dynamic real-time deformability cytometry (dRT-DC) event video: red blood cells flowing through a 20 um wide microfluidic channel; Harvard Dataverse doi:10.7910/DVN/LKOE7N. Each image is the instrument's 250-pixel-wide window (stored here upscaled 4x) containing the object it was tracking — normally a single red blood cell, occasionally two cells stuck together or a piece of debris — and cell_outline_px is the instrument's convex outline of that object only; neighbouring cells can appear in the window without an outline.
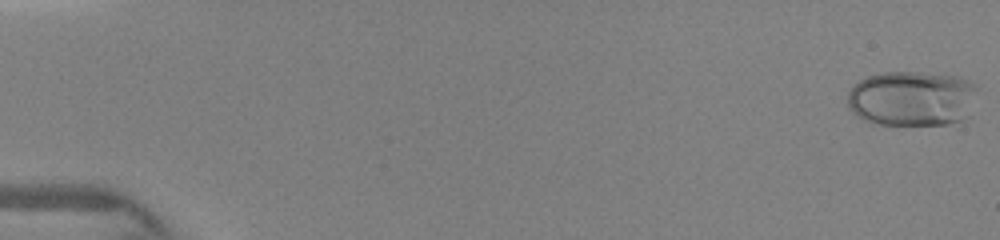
{"species": "human", "species_latin": "Homo sapiens", "temperature_condition": "warm", "stored_images_in_passage": 76, "camera_frame_rate_fps": 3000, "um_per_image_px": 0.085, "donor": {"sex": "female"}, "frame": {"image": 1, "passage_image": 1, "time_ms": 0.0, "image_size_px": [1000, 240], "cell_outline_px": [[976, 88], [968, 116], [960, 120], [944, 124], [880, 124], [864, 120], [852, 112], [848, 108], [848, 92], [852, 84], [868, 76], [880, 72], [916, 72], [956, 76], [968, 80]], "centroid_in_image_um": [77.45, 8.36], "position_along_channel_um": 7.5, "area_um2": 41.56}}
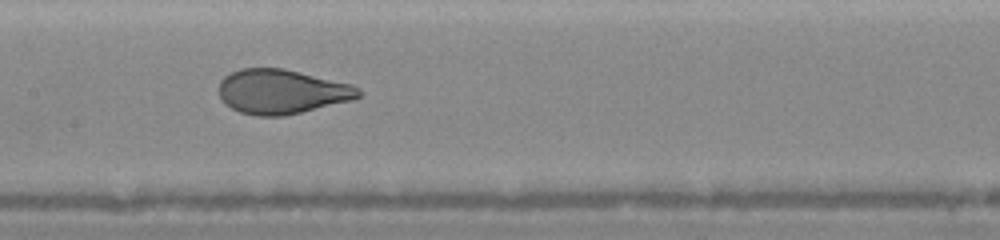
{"frame": {"image": 2, "passage_image": 35, "time_ms": 7.667, "image_size_px": [1000, 240], "cell_outline_px": [[360, 96], [352, 100], [284, 116], [256, 116], [240, 112], [224, 104], [220, 96], [220, 80], [224, 76], [240, 68], [284, 68], [352, 84], [360, 88]], "centroid_in_image_um": [23.94, 7.78], "position_along_channel_um": 183.5, "area_um2": 36.24}}
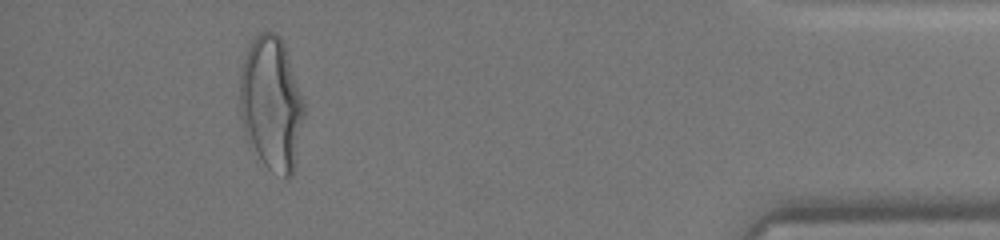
{"frame": {"image": 3, "passage_image": 65, "time_ms": 14.0, "image_size_px": [1000, 240], "cell_outline_px": [[304, 116], [292, 176], [288, 180], [284, 180], [268, 168], [264, 164], [244, 132], [240, 112], [240, 72], [248, 48], [252, 40], [260, 32], [276, 32], [280, 36], [284, 44], [304, 100]], "centroid_in_image_um": [23.08, 8.8], "position_along_channel_um": 412.1, "area_um2": 49.77}}